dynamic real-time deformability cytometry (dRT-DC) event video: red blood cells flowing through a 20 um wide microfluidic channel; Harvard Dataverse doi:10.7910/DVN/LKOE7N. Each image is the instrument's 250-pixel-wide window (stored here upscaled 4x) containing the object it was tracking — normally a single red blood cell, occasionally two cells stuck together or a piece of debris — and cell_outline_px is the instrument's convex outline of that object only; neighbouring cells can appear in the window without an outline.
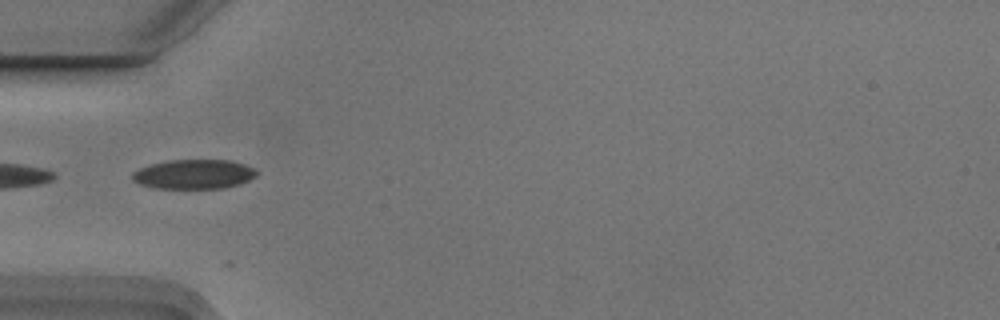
{"species": "Egyptian fruit bat (a non-hibernating species)", "species_latin": "Rousettus aegyptiacus", "temperature_condition": "cold", "stored_images_in_passage": 4, "camera_frame_rate_fps": 3000, "um_per_image_px": 0.085, "animal": {"sex": "male"}, "frame": {"image": 1, "passage_image": 2, "time_ms": 0.333, "image_size_px": [1000, 320], "cell_outline_px": [[256, 176], [240, 184], [220, 188], [152, 188], [140, 184], [132, 180], [132, 172], [148, 164], [168, 160], [232, 160], [244, 164], [252, 168], [256, 172]], "centroid_in_image_um": [16.43, 14.8], "position_along_channel_um": 68.6, "area_um2": 21.33}}
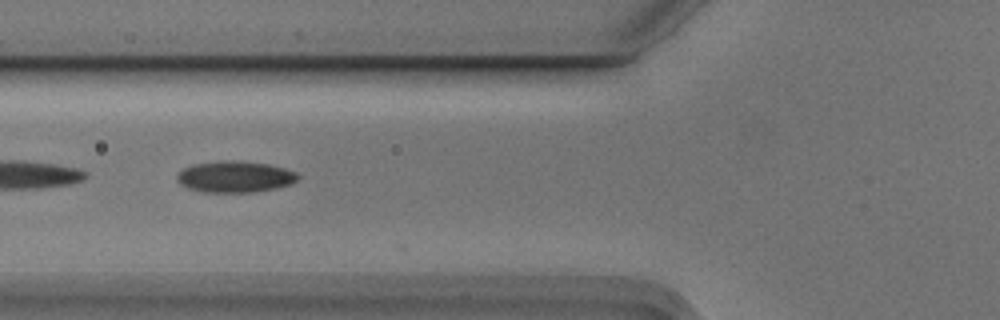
{"frame": {"image": 2, "passage_image": 3, "time_ms": 0.667, "image_size_px": [1000, 320], "cell_outline_px": [[300, 176], [292, 184], [276, 188], [252, 192], [204, 192], [188, 188], [180, 184], [176, 180], [176, 176], [184, 168], [192, 164], [224, 160], [232, 160], [268, 164], [284, 168], [296, 172]], "centroid_in_image_um": [19.97, 15.02], "position_along_channel_um": 105.8, "area_um2": 22.08}}
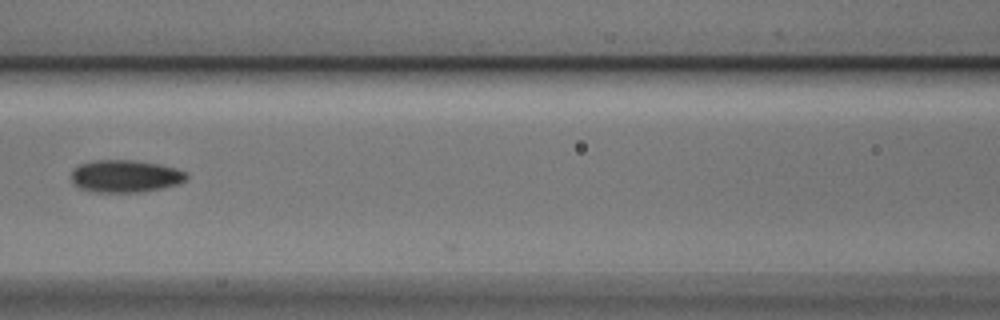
{"frame": {"image": 3, "passage_image": 4, "time_ms": 1.0, "image_size_px": [1000, 320], "cell_outline_px": [[188, 176], [180, 184], [164, 188], [140, 192], [96, 192], [80, 188], [72, 180], [72, 168], [80, 164], [92, 160], [132, 160], [160, 164], [176, 168], [188, 172]], "centroid_in_image_um": [10.68, 14.97], "position_along_channel_um": 155.9, "area_um2": 21.91}}